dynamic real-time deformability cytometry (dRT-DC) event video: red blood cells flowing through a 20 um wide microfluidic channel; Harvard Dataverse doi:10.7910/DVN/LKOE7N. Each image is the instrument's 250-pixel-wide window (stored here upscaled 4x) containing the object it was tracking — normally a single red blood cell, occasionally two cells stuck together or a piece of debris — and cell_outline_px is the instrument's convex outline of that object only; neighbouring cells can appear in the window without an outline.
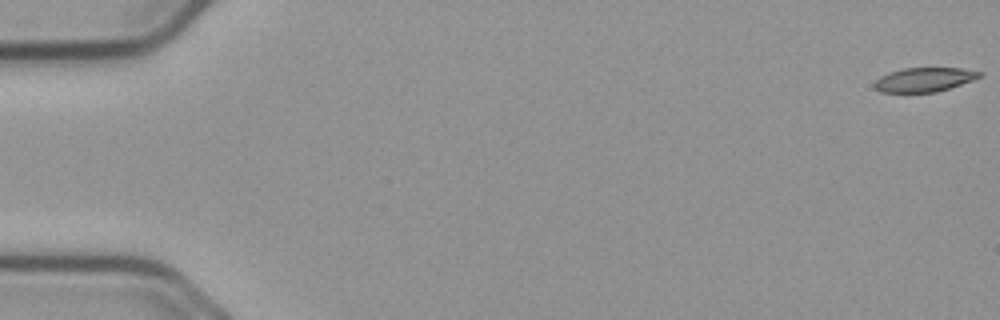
{"species": "common noctule bat (a hibernating species)", "species_latin": "Nyctalus noctula", "temperature_condition": "cold", "stored_images_in_passage": 57, "camera_frame_rate_fps": 3000, "um_per_image_px": 0.085, "animal": {"sex": "male", "body_mass_g": 23.1, "forearm_length_mm": 52.7}, "frame": {"image": 1, "passage_image": 1, "time_ms": 0.0, "image_size_px": [1000, 320], "cell_outline_px": [[984, 72], [980, 76], [972, 80], [936, 92], [880, 92], [872, 84], [880, 76], [888, 72], [904, 68], [960, 68]], "centroid_in_image_um": [78.52, 6.76], "position_along_channel_um": 6.5, "area_um2": 14.68}}
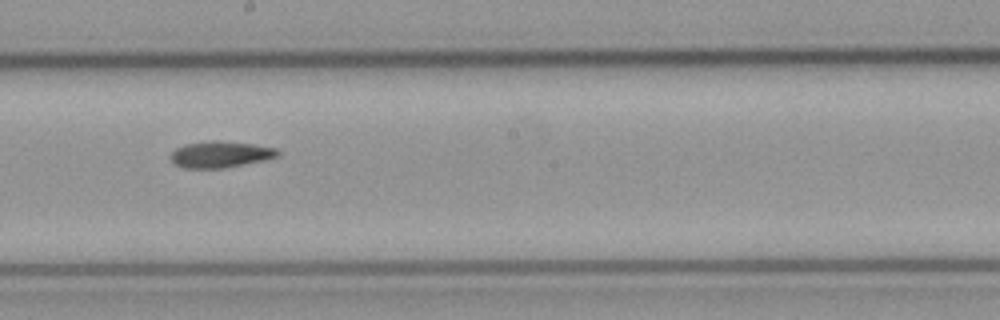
{"frame": {"image": 2, "passage_image": 32, "time_ms": 10.333, "image_size_px": [1000, 320], "cell_outline_px": [[280, 152], [276, 156], [264, 160], [224, 168], [184, 168], [176, 164], [172, 160], [172, 152], [176, 148], [184, 144], [212, 140], [220, 140], [252, 144], [276, 148]], "centroid_in_image_um": [18.73, 13.11], "position_along_channel_um": 229.5, "area_um2": 16.3}}
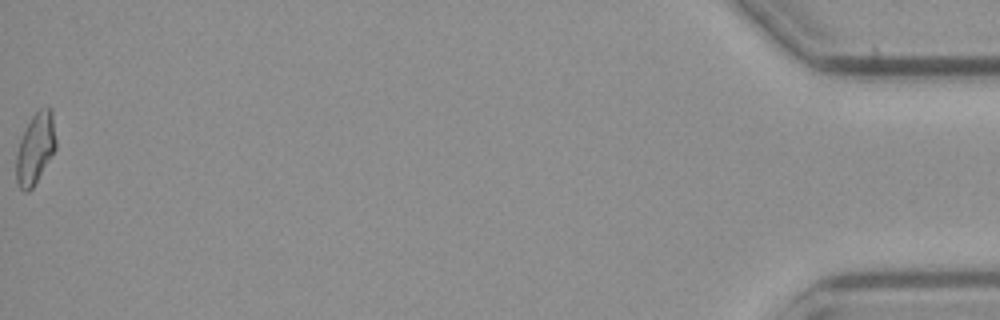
{"frame": {"image": 3, "passage_image": 57, "time_ms": 18.667, "image_size_px": [1000, 320], "cell_outline_px": [[56, 148], [32, 188], [28, 192], [24, 192], [20, 188], [16, 180], [16, 156], [20, 140], [32, 116], [40, 108], [52, 108], [56, 140]], "centroid_in_image_um": [3.01, 12.62], "position_along_channel_um": 432.2, "area_um2": 16.18}, "authors_computed_cell_mechanics": {"area_um2": 16.184, "velocity_mm_per_s": 3.695, "shape_relaxation_time_tau1_ms": 9.0505, "shape_relaxation_time_tau2_ms": 4.7674, "deformation_change_tau1": 0.1898, "deformation_change_tau2": 0.1139}}